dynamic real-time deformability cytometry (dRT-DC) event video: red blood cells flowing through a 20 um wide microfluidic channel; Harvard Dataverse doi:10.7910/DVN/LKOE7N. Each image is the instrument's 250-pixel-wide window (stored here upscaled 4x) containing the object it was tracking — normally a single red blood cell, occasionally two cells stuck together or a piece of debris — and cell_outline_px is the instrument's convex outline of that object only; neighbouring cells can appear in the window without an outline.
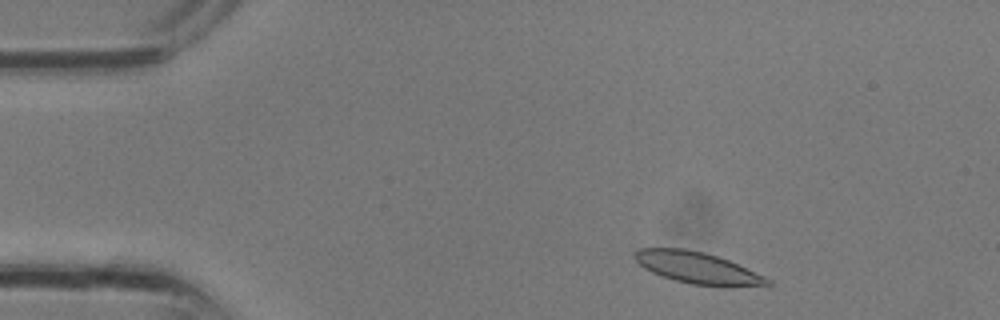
{"species": "common noctule bat (a hibernating species)", "species_latin": "Nyctalus noctula", "temperature_condition": "room temperature", "stored_images_in_passage": 30, "camera_frame_rate_fps": 3000, "um_per_image_px": 0.085, "animal": {"sex": "male", "body_mass_g": 13.3}, "frame": {"image": 1, "passage_image": 3, "time_ms": 0.667, "image_size_px": [1000, 320], "cell_outline_px": [[772, 284], [692, 284], [676, 280], [652, 272], [644, 268], [632, 256], [632, 252], [640, 248], [684, 248], [704, 252], [728, 260], [764, 276], [772, 280]], "centroid_in_image_um": [59.15, 22.7], "position_along_channel_um": 25.8, "area_um2": 23.35}}
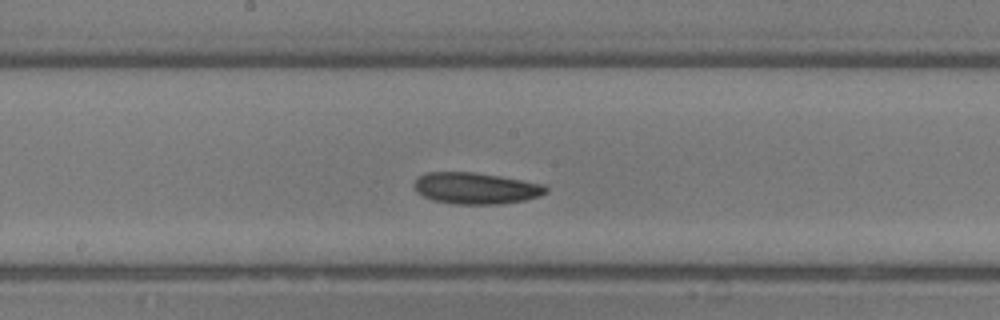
{"frame": {"image": 2, "passage_image": 15, "time_ms": 4.667, "image_size_px": [1000, 320], "cell_outline_px": [[548, 192], [540, 196], [524, 200], [496, 204], [456, 204], [432, 200], [416, 192], [412, 184], [420, 176], [428, 172], [472, 172], [500, 176], [544, 184], [548, 188]], "centroid_in_image_um": [40.44, 16.0], "position_along_channel_um": 207.8, "area_um2": 24.1}}
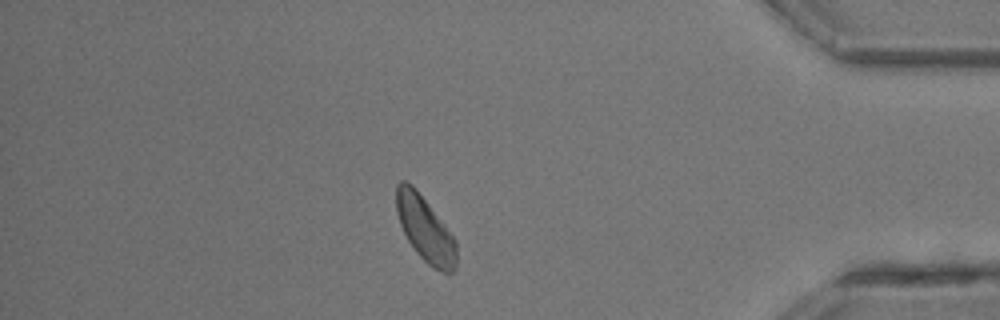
{"frame": {"image": 3, "passage_image": 26, "time_ms": 8.333, "image_size_px": [1000, 320], "cell_outline_px": [[456, 268], [452, 272], [444, 272], [432, 268], [416, 252], [408, 240], [400, 224], [396, 212], [396, 184], [400, 180], [404, 180], [412, 184], [444, 224], [456, 240]], "centroid_in_image_um": [36.12, 19.46], "position_along_channel_um": 399.1, "area_um2": 22.66}}